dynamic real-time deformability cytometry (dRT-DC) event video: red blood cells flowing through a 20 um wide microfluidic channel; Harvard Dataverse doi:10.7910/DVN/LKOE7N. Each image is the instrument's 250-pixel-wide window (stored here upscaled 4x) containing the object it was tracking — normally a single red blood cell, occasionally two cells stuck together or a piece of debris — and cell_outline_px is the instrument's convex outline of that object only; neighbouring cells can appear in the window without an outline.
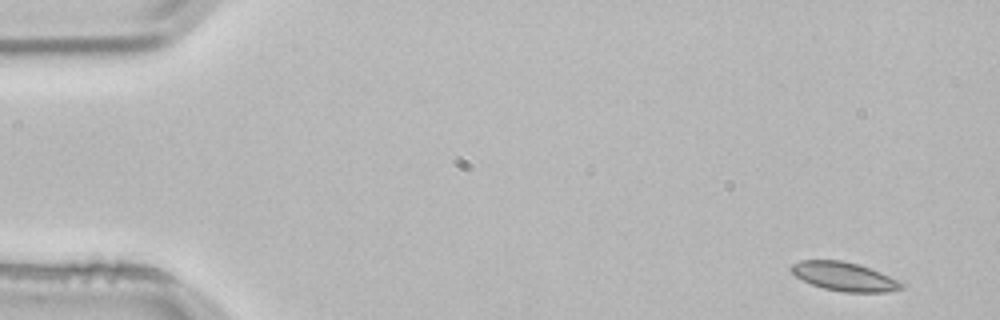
{"species": "common noctule bat (a hibernating species)", "species_latin": "Nyctalus noctula", "temperature_condition": "room temperature", "stored_images_in_passage": 3, "camera_frame_rate_fps": 3000, "um_per_image_px": 0.085, "animal": {"sex": "male", "body_mass_g": 21.5, "forearm_length_mm": 52.0}, "frame": {"image": 1, "passage_image": 1, "time_ms": 0.0, "image_size_px": [1000, 320], "cell_outline_px": [[908, 284], [904, 288], [884, 292], [844, 292], [824, 288], [812, 284], [796, 276], [792, 272], [792, 264], [800, 260], [840, 260], [856, 264], [880, 272]], "centroid_in_image_um": [71.81, 23.51], "position_along_channel_um": 13.2, "area_um2": 18.26}}